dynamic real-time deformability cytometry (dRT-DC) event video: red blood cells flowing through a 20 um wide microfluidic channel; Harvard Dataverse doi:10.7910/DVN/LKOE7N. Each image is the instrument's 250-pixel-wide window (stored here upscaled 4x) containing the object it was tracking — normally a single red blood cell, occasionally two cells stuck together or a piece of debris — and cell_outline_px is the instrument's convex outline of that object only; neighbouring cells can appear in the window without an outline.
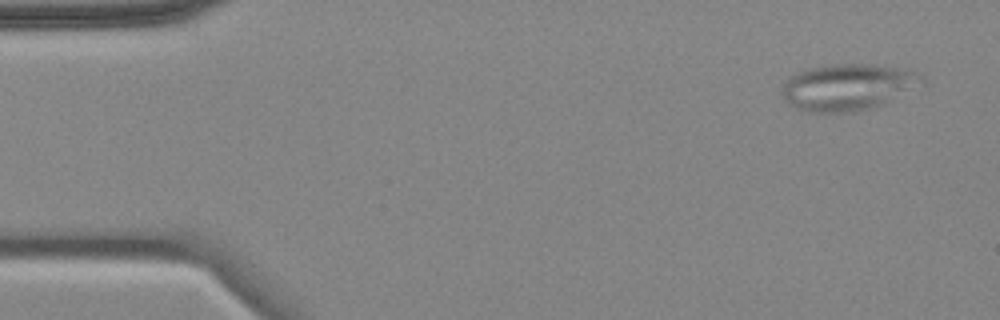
{"species": "common noctule bat (a hibernating species)", "species_latin": "Nyctalus noctula", "temperature_condition": "cold", "stored_images_in_passage": 5, "camera_frame_rate_fps": 3000, "um_per_image_px": 0.085, "animal": {"sex": "female", "body_mass_g": 18.4}, "frame": {"image": 1, "passage_image": 1, "time_ms": 0.0, "image_size_px": [1000, 320], "cell_outline_px": [[924, 84], [884, 104], [872, 108], [856, 112], [804, 112], [788, 104], [784, 96], [784, 84], [788, 76], [796, 72], [808, 68], [828, 64], [876, 64], [916, 72], [924, 80]], "centroid_in_image_um": [72.06, 7.41], "position_along_channel_um": 12.9, "area_um2": 38.09}}
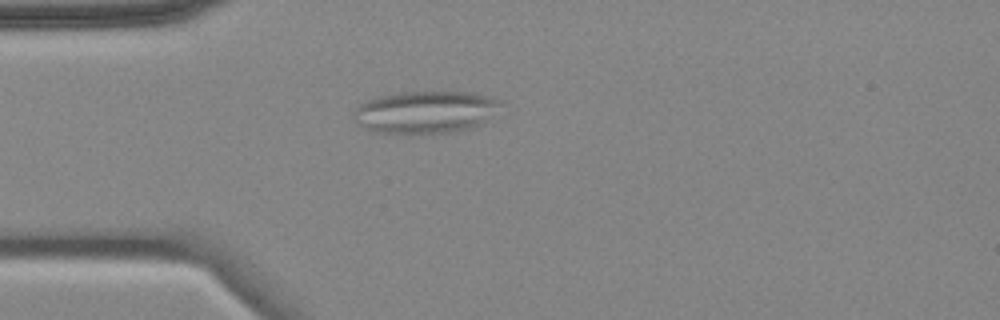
{"frame": {"image": 2, "passage_image": 4, "time_ms": 3.667, "image_size_px": [1000, 320], "cell_outline_px": [[508, 104], [476, 128], [448, 132], [376, 132], [360, 124], [352, 116], [352, 112], [360, 104], [368, 100], [380, 96], [400, 92], [476, 92], [500, 100]], "centroid_in_image_um": [36.28, 9.5], "position_along_channel_um": 48.7, "area_um2": 36.24}}